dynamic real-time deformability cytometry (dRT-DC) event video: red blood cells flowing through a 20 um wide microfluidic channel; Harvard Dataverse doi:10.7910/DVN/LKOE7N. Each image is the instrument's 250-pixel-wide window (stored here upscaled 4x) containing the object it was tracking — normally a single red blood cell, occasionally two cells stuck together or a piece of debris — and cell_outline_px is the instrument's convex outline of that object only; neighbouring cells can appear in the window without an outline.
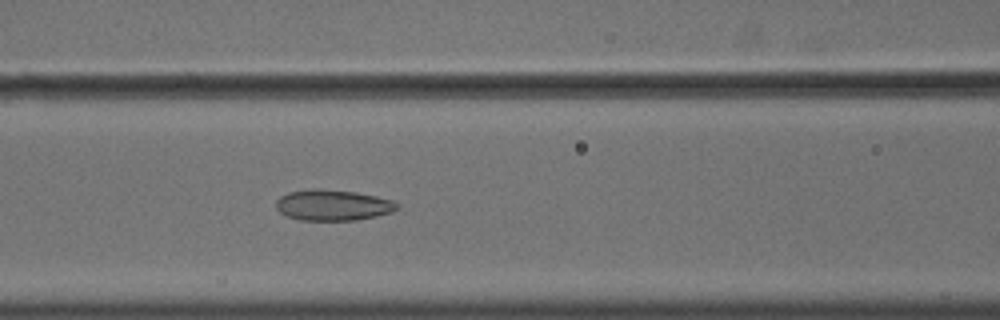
{"species": "common noctule bat (a hibernating species)", "species_latin": "Nyctalus noctula", "temperature_condition": "cold", "stored_images_in_passage": 56, "camera_frame_rate_fps": 3000, "um_per_image_px": 0.085, "animal": {"sex": "male", "body_mass_g": 18.8}, "frame": {"image": 1, "passage_image": 25, "time_ms": 8.0, "image_size_px": [1000, 320], "cell_outline_px": [[400, 208], [392, 212], [376, 216], [356, 220], [300, 220], [288, 216], [280, 212], [276, 208], [276, 200], [280, 196], [288, 192], [308, 188], [320, 188], [352, 192], [376, 196], [392, 200], [400, 204]], "centroid_in_image_um": [28.29, 17.43], "position_along_channel_um": 138.3, "area_um2": 21.91}}
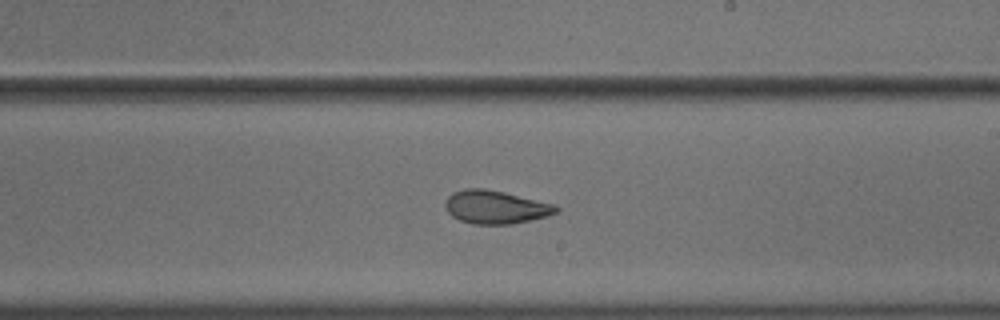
{"frame": {"image": 2, "passage_image": 34, "time_ms": 11.0, "image_size_px": [1000, 320], "cell_outline_px": [[560, 208], [556, 212], [548, 216], [512, 224], [472, 224], [460, 220], [452, 216], [448, 212], [444, 204], [448, 196], [452, 192], [464, 188], [484, 188], [504, 192], [556, 204]], "centroid_in_image_um": [42.12, 17.59], "position_along_channel_um": 246.9, "area_um2": 21.62}}
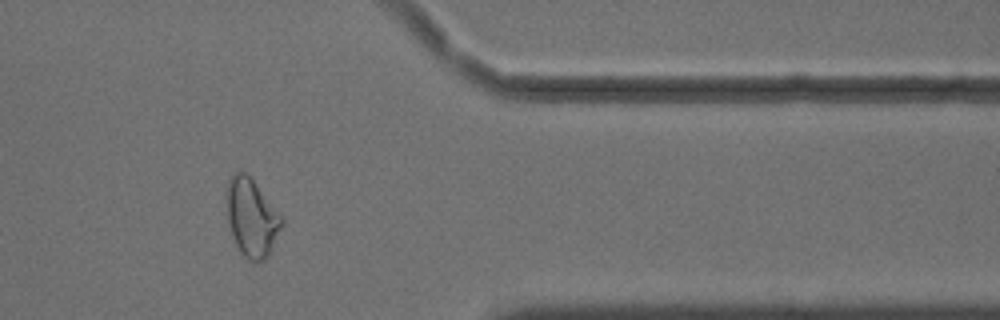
{"frame": {"image": 3, "passage_image": 47, "time_ms": 15.333, "image_size_px": [1000, 320], "cell_outline_px": [[284, 220], [268, 256], [264, 260], [256, 264], [248, 260], [240, 252], [232, 236], [228, 224], [228, 180], [236, 172], [244, 172], [252, 180]], "centroid_in_image_um": [21.38, 18.57], "position_along_channel_um": 390.0, "area_um2": 24.28}, "authors_computed_cell_mechanics": {"area_um2": 25.0274, "velocity_mm_per_s": 3.6191, "shape_relaxation_time_tau1_ms": null, "shape_relaxation_time_tau2_ms": 2.6582, "deformation_change_tau1": null, "deformation_change_tau2": 0.0904}}